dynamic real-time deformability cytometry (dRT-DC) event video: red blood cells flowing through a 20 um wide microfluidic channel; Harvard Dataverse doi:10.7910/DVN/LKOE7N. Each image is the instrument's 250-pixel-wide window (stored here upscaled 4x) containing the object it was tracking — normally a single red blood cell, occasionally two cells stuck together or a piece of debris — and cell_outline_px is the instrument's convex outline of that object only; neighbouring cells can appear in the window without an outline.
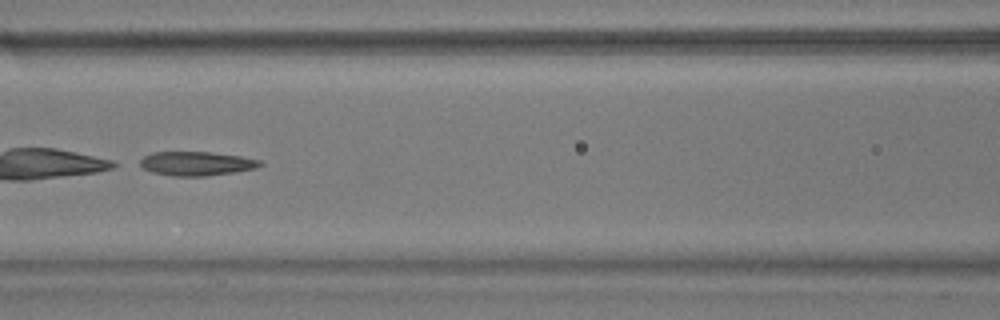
{"species": "common noctule bat (a hibernating species)", "species_latin": "Nyctalus noctula", "temperature_condition": "warm", "stored_images_in_passage": 8, "camera_frame_rate_fps": 3000, "um_per_image_px": 0.085, "animal": {"sex": "male", "body_mass_g": 17.9}, "frame": {"image": 1, "passage_image": 7, "time_ms": 2.0, "image_size_px": [1000, 320], "cell_outline_px": [[264, 164], [256, 168], [236, 172], [204, 176], [172, 176], [152, 172], [144, 168], [140, 164], [140, 160], [144, 156], [152, 152], [208, 152], [240, 156], [260, 160]], "centroid_in_image_um": [16.71, 13.9], "position_along_channel_um": 149.9, "area_um2": 16.76}}